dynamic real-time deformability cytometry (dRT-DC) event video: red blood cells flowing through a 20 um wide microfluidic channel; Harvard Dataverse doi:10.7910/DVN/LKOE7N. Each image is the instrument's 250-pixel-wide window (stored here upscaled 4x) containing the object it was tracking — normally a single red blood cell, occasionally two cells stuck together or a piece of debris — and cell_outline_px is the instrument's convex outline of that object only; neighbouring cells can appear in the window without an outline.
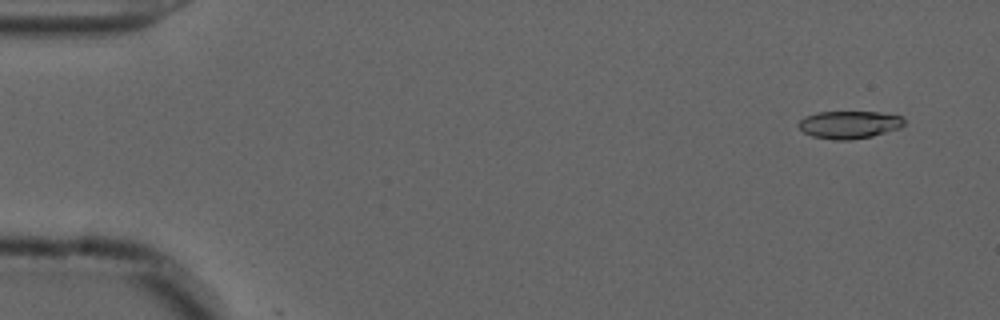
{"species": "common noctule bat (a hibernating species)", "species_latin": "Nyctalus noctula", "temperature_condition": "cold", "stored_images_in_passage": 5, "camera_frame_rate_fps": 3000, "um_per_image_px": 0.085, "animal": {"sex": "male", "forearm_length_mm": 52.5}, "frame": {"image": 1, "passage_image": 4, "time_ms": 1.0, "image_size_px": [1000, 320], "cell_outline_px": [[904, 124], [900, 128], [872, 136], [852, 140], [832, 140], [812, 136], [804, 132], [796, 124], [804, 116], [816, 112], [880, 112], [900, 116], [904, 120]], "centroid_in_image_um": [72.15, 10.6], "position_along_channel_um": 12.8, "area_um2": 17.11}}